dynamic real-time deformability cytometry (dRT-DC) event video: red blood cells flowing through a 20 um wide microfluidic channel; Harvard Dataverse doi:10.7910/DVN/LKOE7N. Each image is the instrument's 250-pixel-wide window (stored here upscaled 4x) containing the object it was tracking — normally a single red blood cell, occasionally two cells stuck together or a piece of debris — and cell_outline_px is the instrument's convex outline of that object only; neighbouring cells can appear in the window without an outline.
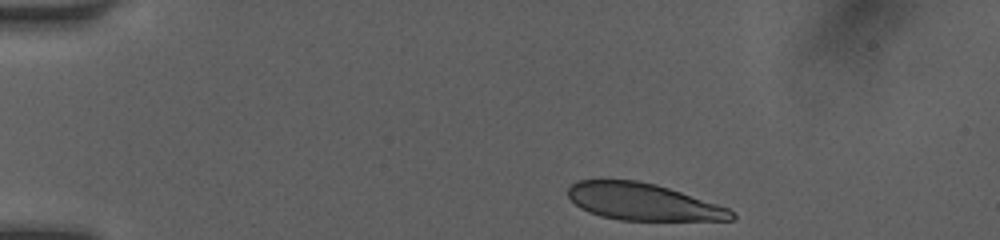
{"species": "human", "species_latin": "Homo sapiens", "temperature_condition": "room temperature", "stored_images_in_passage": 41, "camera_frame_rate_fps": 3000, "um_per_image_px": 0.085, "donor": {"sex": "female"}, "frame": {"image": 1, "passage_image": 1, "time_ms": 0.0, "image_size_px": [1000, 240], "cell_outline_px": [[736, 220], [620, 220], [600, 216], [588, 212], [580, 208], [568, 196], [568, 188], [576, 180], [636, 180], [656, 184], [728, 208], [736, 216]], "centroid_in_image_um": [54.61, 17.16], "position_along_channel_um": 30.4, "area_um2": 34.91}}
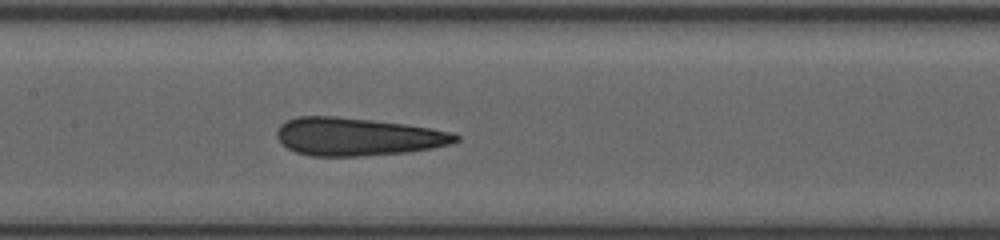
{"frame": {"image": 2, "passage_image": 17, "time_ms": 5.333, "image_size_px": [1000, 240], "cell_outline_px": [[460, 140], [448, 144], [432, 148], [408, 152], [360, 156], [312, 156], [296, 152], [280, 144], [276, 136], [276, 132], [280, 124], [284, 120], [296, 116], [336, 116], [408, 124], [432, 128], [452, 132], [460, 136]], "centroid_in_image_um": [30.35, 11.61], "position_along_channel_um": 177.0, "area_um2": 39.88}}
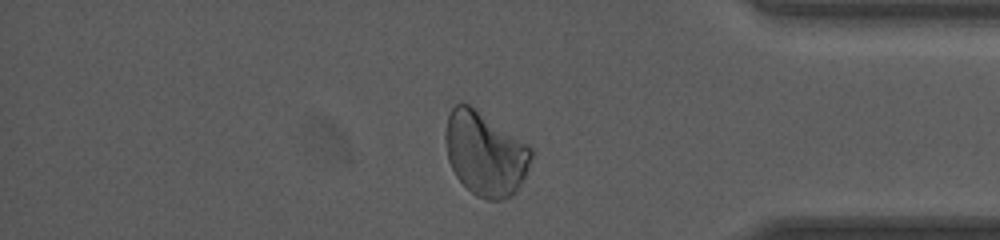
{"frame": {"image": 3, "passage_image": 34, "time_ms": 11.0, "image_size_px": [1000, 240], "cell_outline_px": [[532, 156], [528, 168], [516, 192], [512, 196], [500, 200], [488, 200], [476, 196], [456, 176], [448, 160], [444, 136], [448, 116], [452, 108], [456, 104], [468, 104], [528, 144], [532, 148]], "centroid_in_image_um": [41.23, 13.08], "position_along_channel_um": 394.0, "area_um2": 41.5}, "authors_computed_cell_mechanics": {"area_um2": 39.4774, "velocity_mm_per_s": 4.1533, "shape_relaxation_time_tau1_ms": null, "shape_relaxation_time_tau2_ms": 2.7155, "deformation_change_tau1": null, "deformation_change_tau2": 0.0672}}